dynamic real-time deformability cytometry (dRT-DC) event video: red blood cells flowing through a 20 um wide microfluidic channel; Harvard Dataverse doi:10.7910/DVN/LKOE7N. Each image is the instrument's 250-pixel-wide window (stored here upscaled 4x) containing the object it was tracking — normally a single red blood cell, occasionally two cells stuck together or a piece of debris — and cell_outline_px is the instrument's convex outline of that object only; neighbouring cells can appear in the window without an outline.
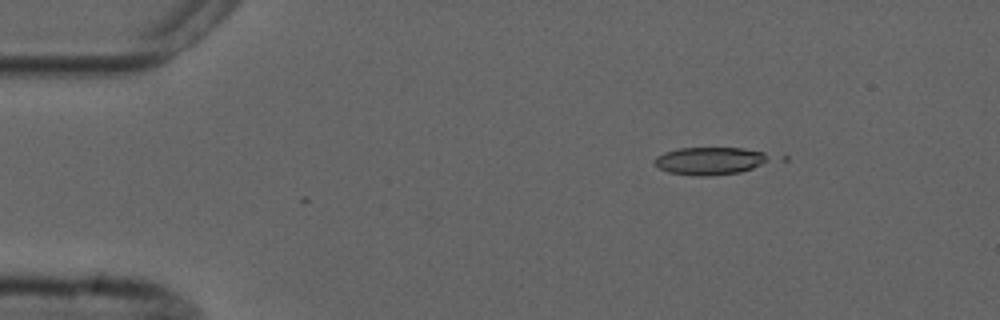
{"species": "common noctule bat (a hibernating species)", "species_latin": "Nyctalus noctula", "temperature_condition": "cold", "stored_images_in_passage": 4, "camera_frame_rate_fps": 3000, "um_per_image_px": 0.085, "animal": {"sex": "male", "forearm_length_mm": 52.5}, "frame": {"image": 1, "passage_image": 2, "time_ms": 1.0, "image_size_px": [1000, 320], "cell_outline_px": [[772, 156], [768, 160], [752, 168], [740, 172], [708, 176], [692, 176], [668, 172], [660, 168], [652, 160], [656, 156], [664, 152], [680, 148], [744, 148], [764, 152]], "centroid_in_image_um": [60.32, 13.67], "position_along_channel_um": 24.7, "area_um2": 18.5}}